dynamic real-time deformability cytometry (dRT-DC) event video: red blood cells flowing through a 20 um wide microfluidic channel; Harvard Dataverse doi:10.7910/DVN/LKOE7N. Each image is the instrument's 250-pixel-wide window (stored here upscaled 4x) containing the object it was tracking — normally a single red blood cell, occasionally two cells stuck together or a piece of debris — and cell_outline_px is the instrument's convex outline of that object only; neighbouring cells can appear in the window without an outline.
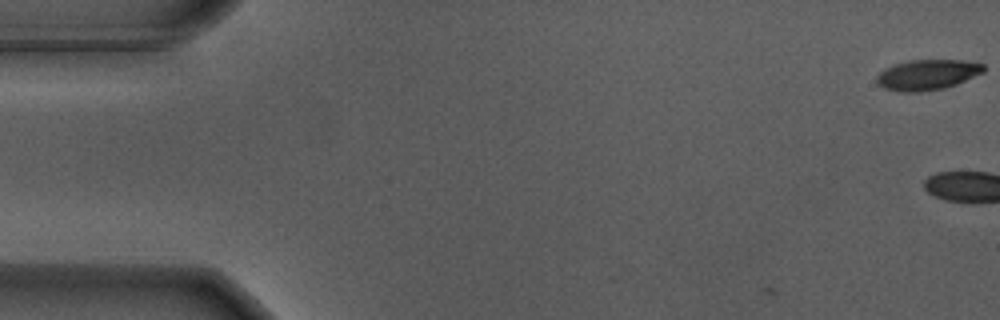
{"species": "Egyptian fruit bat (a non-hibernating species)", "species_latin": "Rousettus aegyptiacus", "temperature_condition": "warm", "stored_images_in_passage": 7, "camera_frame_rate_fps": 3000, "um_per_image_px": 0.085, "animal": {"sex": "male"}, "frame": {"image": 1, "passage_image": 1, "time_ms": 0.0, "image_size_px": [1000, 320], "cell_outline_px": [[984, 72], [956, 84], [944, 88], [920, 92], [900, 92], [884, 88], [876, 80], [876, 76], [884, 68], [896, 64], [912, 60], [964, 60], [984, 64]], "centroid_in_image_um": [78.83, 6.35], "position_along_channel_um": 6.2, "area_um2": 18.84}}